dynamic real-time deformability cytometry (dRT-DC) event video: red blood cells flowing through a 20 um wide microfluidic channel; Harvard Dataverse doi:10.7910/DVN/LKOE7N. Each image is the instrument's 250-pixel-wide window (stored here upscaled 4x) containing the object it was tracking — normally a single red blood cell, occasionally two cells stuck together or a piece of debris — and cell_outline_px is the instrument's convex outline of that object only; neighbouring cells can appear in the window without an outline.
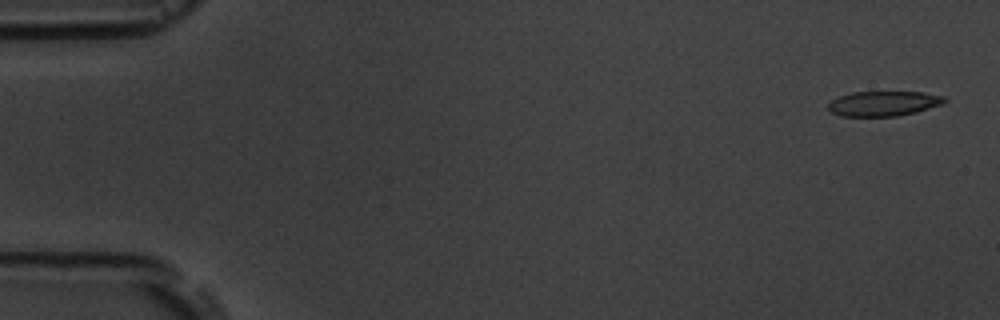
{"species": "common noctule bat (a hibernating species)", "species_latin": "Nyctalus noctula", "temperature_condition": "room temperature", "stored_images_in_passage": 5, "camera_frame_rate_fps": 3000, "um_per_image_px": 0.085, "animal": {"sex": "male", "body_mass_g": 19.5, "forearm_length_mm": 54.6}, "frame": {"image": 1, "passage_image": 1, "time_ms": 0.0, "image_size_px": [1000, 320], "cell_outline_px": [[948, 100], [944, 104], [916, 112], [896, 116], [840, 116], [832, 112], [828, 108], [828, 104], [832, 100], [840, 96], [852, 92], [920, 92], [944, 96]], "centroid_in_image_um": [75.13, 8.8], "position_along_channel_um": 9.9, "area_um2": 16.88}}
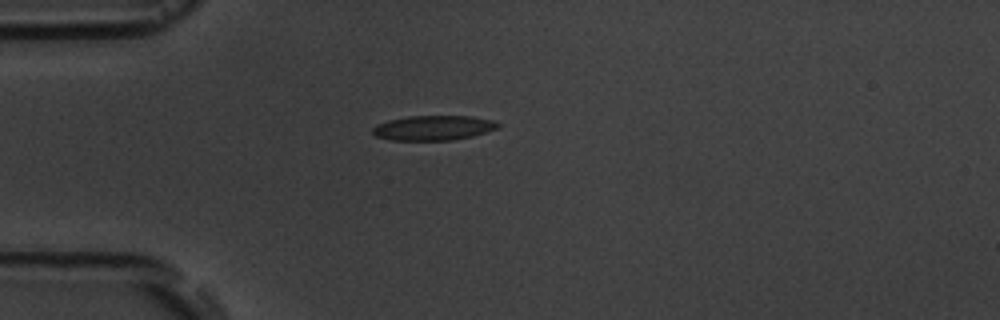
{"frame": {"image": 2, "passage_image": 5, "time_ms": 4.333, "image_size_px": [1000, 320], "cell_outline_px": [[500, 124], [496, 128], [472, 136], [452, 140], [388, 140], [376, 136], [372, 132], [372, 128], [376, 124], [388, 120], [408, 116], [472, 116], [492, 120]], "centroid_in_image_um": [36.78, 10.86], "position_along_channel_um": 48.2, "area_um2": 18.03}}